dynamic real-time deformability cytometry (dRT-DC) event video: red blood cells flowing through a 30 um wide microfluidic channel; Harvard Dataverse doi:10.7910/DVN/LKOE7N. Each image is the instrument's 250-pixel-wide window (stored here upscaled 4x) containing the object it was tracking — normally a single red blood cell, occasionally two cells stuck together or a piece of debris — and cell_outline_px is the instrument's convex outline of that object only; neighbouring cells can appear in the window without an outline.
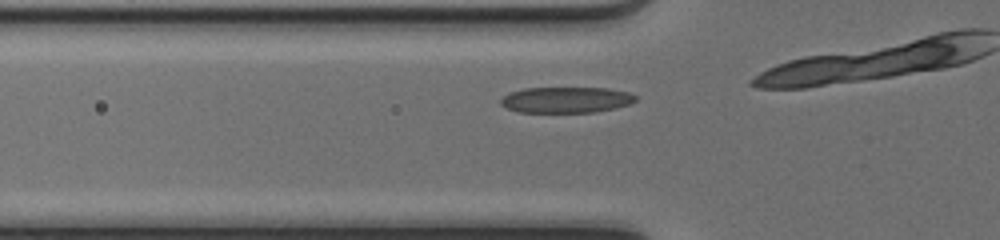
{"species": "common noctule bat (a hibernating species)", "species_latin": "Nyctalus noctula", "temperature_condition": "cold", "stored_images_in_passage": 6, "camera_frame_rate_fps": 3000, "um_per_image_px": 0.085, "animal": {"sex": "female", "body_mass_g": 17.0, "forearm_length_mm": 48.0}, "frame": {"image": 1, "passage_image": 2, "time_ms": 0.333, "image_size_px": [1000, 240], "cell_outline_px": [[636, 100], [628, 104], [616, 108], [596, 112], [520, 112], [508, 108], [500, 104], [500, 100], [508, 92], [524, 88], [608, 88], [628, 92], [636, 96]], "centroid_in_image_um": [48.11, 8.48], "position_along_channel_um": 77.7, "area_um2": 20.35}}